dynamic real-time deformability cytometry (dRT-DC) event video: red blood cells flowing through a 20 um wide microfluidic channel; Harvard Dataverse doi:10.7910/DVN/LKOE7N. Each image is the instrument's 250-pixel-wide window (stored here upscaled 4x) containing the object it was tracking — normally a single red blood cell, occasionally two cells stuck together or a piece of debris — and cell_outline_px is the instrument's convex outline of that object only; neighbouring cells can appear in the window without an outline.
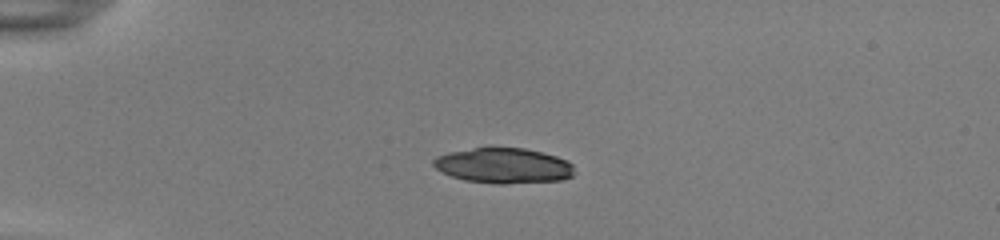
{"species": "common noctule bat (a hibernating species)", "species_latin": "Nyctalus noctula", "temperature_condition": "room temperature", "stored_images_in_passage": 40, "camera_frame_rate_fps": 3000, "um_per_image_px": 0.085, "animal": {"sex": "female", "body_mass_g": 22.0, "forearm_length_mm": 56.7}, "frame": {"image": 1, "passage_image": 1, "time_ms": 0.0, "image_size_px": [1000, 240], "cell_outline_px": [[572, 176], [560, 180], [504, 184], [496, 184], [464, 180], [452, 176], [436, 168], [432, 164], [432, 160], [436, 156], [448, 152], [476, 148], [524, 148], [556, 156], [568, 160], [572, 164]], "centroid_in_image_um": [42.78, 14.08], "position_along_channel_um": 42.2, "area_um2": 28.78}}